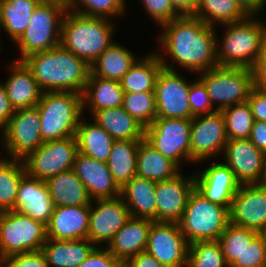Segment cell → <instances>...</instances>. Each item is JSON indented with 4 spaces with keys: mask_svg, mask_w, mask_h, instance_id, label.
<instances>
[{
    "mask_svg": "<svg viewBox=\"0 0 266 267\" xmlns=\"http://www.w3.org/2000/svg\"><path fill=\"white\" fill-rule=\"evenodd\" d=\"M45 182L55 207L92 204L93 199L90 197L86 186L73 169L50 177Z\"/></svg>",
    "mask_w": 266,
    "mask_h": 267,
    "instance_id": "4316f807",
    "label": "cell"
},
{
    "mask_svg": "<svg viewBox=\"0 0 266 267\" xmlns=\"http://www.w3.org/2000/svg\"><path fill=\"white\" fill-rule=\"evenodd\" d=\"M132 267H166L146 251L129 259Z\"/></svg>",
    "mask_w": 266,
    "mask_h": 267,
    "instance_id": "11a10c76",
    "label": "cell"
},
{
    "mask_svg": "<svg viewBox=\"0 0 266 267\" xmlns=\"http://www.w3.org/2000/svg\"><path fill=\"white\" fill-rule=\"evenodd\" d=\"M148 16L155 20L157 25H164L180 15L173 8L170 0H141Z\"/></svg>",
    "mask_w": 266,
    "mask_h": 267,
    "instance_id": "bcb514c9",
    "label": "cell"
},
{
    "mask_svg": "<svg viewBox=\"0 0 266 267\" xmlns=\"http://www.w3.org/2000/svg\"><path fill=\"white\" fill-rule=\"evenodd\" d=\"M228 140L249 139L254 123L249 103L243 102L221 110Z\"/></svg>",
    "mask_w": 266,
    "mask_h": 267,
    "instance_id": "ab89813d",
    "label": "cell"
},
{
    "mask_svg": "<svg viewBox=\"0 0 266 267\" xmlns=\"http://www.w3.org/2000/svg\"><path fill=\"white\" fill-rule=\"evenodd\" d=\"M31 70L43 92L83 94L91 67L61 44L47 51L33 53L22 60Z\"/></svg>",
    "mask_w": 266,
    "mask_h": 267,
    "instance_id": "7a4b0ae2",
    "label": "cell"
},
{
    "mask_svg": "<svg viewBox=\"0 0 266 267\" xmlns=\"http://www.w3.org/2000/svg\"><path fill=\"white\" fill-rule=\"evenodd\" d=\"M264 53L266 54V39H265V44H264Z\"/></svg>",
    "mask_w": 266,
    "mask_h": 267,
    "instance_id": "91938a15",
    "label": "cell"
},
{
    "mask_svg": "<svg viewBox=\"0 0 266 267\" xmlns=\"http://www.w3.org/2000/svg\"><path fill=\"white\" fill-rule=\"evenodd\" d=\"M254 121L266 122V91L253 88L247 99Z\"/></svg>",
    "mask_w": 266,
    "mask_h": 267,
    "instance_id": "681fc988",
    "label": "cell"
},
{
    "mask_svg": "<svg viewBox=\"0 0 266 267\" xmlns=\"http://www.w3.org/2000/svg\"><path fill=\"white\" fill-rule=\"evenodd\" d=\"M229 210L207 200L194 189L178 222L188 244L217 240L230 223Z\"/></svg>",
    "mask_w": 266,
    "mask_h": 267,
    "instance_id": "52a82bcc",
    "label": "cell"
},
{
    "mask_svg": "<svg viewBox=\"0 0 266 267\" xmlns=\"http://www.w3.org/2000/svg\"><path fill=\"white\" fill-rule=\"evenodd\" d=\"M116 260L107 247L95 246L78 267H112Z\"/></svg>",
    "mask_w": 266,
    "mask_h": 267,
    "instance_id": "c3c4849f",
    "label": "cell"
},
{
    "mask_svg": "<svg viewBox=\"0 0 266 267\" xmlns=\"http://www.w3.org/2000/svg\"><path fill=\"white\" fill-rule=\"evenodd\" d=\"M78 152L75 136L44 142L23 159L26 173L46 181L61 172L73 169Z\"/></svg>",
    "mask_w": 266,
    "mask_h": 267,
    "instance_id": "8fae6325",
    "label": "cell"
},
{
    "mask_svg": "<svg viewBox=\"0 0 266 267\" xmlns=\"http://www.w3.org/2000/svg\"><path fill=\"white\" fill-rule=\"evenodd\" d=\"M54 207L46 182L26 173L21 178L15 211L47 225Z\"/></svg>",
    "mask_w": 266,
    "mask_h": 267,
    "instance_id": "7402d4cb",
    "label": "cell"
},
{
    "mask_svg": "<svg viewBox=\"0 0 266 267\" xmlns=\"http://www.w3.org/2000/svg\"><path fill=\"white\" fill-rule=\"evenodd\" d=\"M144 139L179 167H182L180 165L184 159L190 161L191 120L189 119L156 118L145 128Z\"/></svg>",
    "mask_w": 266,
    "mask_h": 267,
    "instance_id": "7c38bea8",
    "label": "cell"
},
{
    "mask_svg": "<svg viewBox=\"0 0 266 267\" xmlns=\"http://www.w3.org/2000/svg\"><path fill=\"white\" fill-rule=\"evenodd\" d=\"M162 68L157 52L138 59L120 81L123 92L155 91L156 79Z\"/></svg>",
    "mask_w": 266,
    "mask_h": 267,
    "instance_id": "836d02e7",
    "label": "cell"
},
{
    "mask_svg": "<svg viewBox=\"0 0 266 267\" xmlns=\"http://www.w3.org/2000/svg\"><path fill=\"white\" fill-rule=\"evenodd\" d=\"M43 0H0L2 29L14 43L25 32L31 16Z\"/></svg>",
    "mask_w": 266,
    "mask_h": 267,
    "instance_id": "d590c367",
    "label": "cell"
},
{
    "mask_svg": "<svg viewBox=\"0 0 266 267\" xmlns=\"http://www.w3.org/2000/svg\"><path fill=\"white\" fill-rule=\"evenodd\" d=\"M73 171L86 186L93 200L121 196V188L115 182L105 162L78 152L74 160Z\"/></svg>",
    "mask_w": 266,
    "mask_h": 267,
    "instance_id": "44dd1931",
    "label": "cell"
},
{
    "mask_svg": "<svg viewBox=\"0 0 266 267\" xmlns=\"http://www.w3.org/2000/svg\"><path fill=\"white\" fill-rule=\"evenodd\" d=\"M153 222L147 218L131 217L106 247L117 259L129 260L146 250Z\"/></svg>",
    "mask_w": 266,
    "mask_h": 267,
    "instance_id": "d4e9b609",
    "label": "cell"
},
{
    "mask_svg": "<svg viewBox=\"0 0 266 267\" xmlns=\"http://www.w3.org/2000/svg\"><path fill=\"white\" fill-rule=\"evenodd\" d=\"M188 98L190 110L194 116L209 114L216 111L211 104L206 87L199 79L190 83Z\"/></svg>",
    "mask_w": 266,
    "mask_h": 267,
    "instance_id": "f6af8a7d",
    "label": "cell"
},
{
    "mask_svg": "<svg viewBox=\"0 0 266 267\" xmlns=\"http://www.w3.org/2000/svg\"><path fill=\"white\" fill-rule=\"evenodd\" d=\"M229 267H266V243L258 234Z\"/></svg>",
    "mask_w": 266,
    "mask_h": 267,
    "instance_id": "ee69618b",
    "label": "cell"
},
{
    "mask_svg": "<svg viewBox=\"0 0 266 267\" xmlns=\"http://www.w3.org/2000/svg\"><path fill=\"white\" fill-rule=\"evenodd\" d=\"M112 267H132L129 260L117 259Z\"/></svg>",
    "mask_w": 266,
    "mask_h": 267,
    "instance_id": "6f0895ef",
    "label": "cell"
},
{
    "mask_svg": "<svg viewBox=\"0 0 266 267\" xmlns=\"http://www.w3.org/2000/svg\"><path fill=\"white\" fill-rule=\"evenodd\" d=\"M1 133L3 149L10 158L23 160L30 152L38 149L44 142L37 106L16 110Z\"/></svg>",
    "mask_w": 266,
    "mask_h": 267,
    "instance_id": "4fadbf2b",
    "label": "cell"
},
{
    "mask_svg": "<svg viewBox=\"0 0 266 267\" xmlns=\"http://www.w3.org/2000/svg\"><path fill=\"white\" fill-rule=\"evenodd\" d=\"M122 107L145 128L157 118L154 91L125 93Z\"/></svg>",
    "mask_w": 266,
    "mask_h": 267,
    "instance_id": "60d3db41",
    "label": "cell"
},
{
    "mask_svg": "<svg viewBox=\"0 0 266 267\" xmlns=\"http://www.w3.org/2000/svg\"><path fill=\"white\" fill-rule=\"evenodd\" d=\"M108 18L85 16L66 10L60 44L91 65L113 42L114 24Z\"/></svg>",
    "mask_w": 266,
    "mask_h": 267,
    "instance_id": "3957f363",
    "label": "cell"
},
{
    "mask_svg": "<svg viewBox=\"0 0 266 267\" xmlns=\"http://www.w3.org/2000/svg\"><path fill=\"white\" fill-rule=\"evenodd\" d=\"M230 222L259 234L266 227V184H244L235 193L229 210Z\"/></svg>",
    "mask_w": 266,
    "mask_h": 267,
    "instance_id": "ac0fdd59",
    "label": "cell"
},
{
    "mask_svg": "<svg viewBox=\"0 0 266 267\" xmlns=\"http://www.w3.org/2000/svg\"><path fill=\"white\" fill-rule=\"evenodd\" d=\"M198 79L206 87L212 106L223 110L235 104L246 102L254 88L252 69L245 67L217 66L199 73Z\"/></svg>",
    "mask_w": 266,
    "mask_h": 267,
    "instance_id": "9c48e42d",
    "label": "cell"
},
{
    "mask_svg": "<svg viewBox=\"0 0 266 267\" xmlns=\"http://www.w3.org/2000/svg\"><path fill=\"white\" fill-rule=\"evenodd\" d=\"M92 117L115 141L144 139L145 127L123 107L98 110Z\"/></svg>",
    "mask_w": 266,
    "mask_h": 267,
    "instance_id": "83f0119b",
    "label": "cell"
},
{
    "mask_svg": "<svg viewBox=\"0 0 266 267\" xmlns=\"http://www.w3.org/2000/svg\"><path fill=\"white\" fill-rule=\"evenodd\" d=\"M189 244L176 222H153L146 252L166 267H186Z\"/></svg>",
    "mask_w": 266,
    "mask_h": 267,
    "instance_id": "9a60e30c",
    "label": "cell"
},
{
    "mask_svg": "<svg viewBox=\"0 0 266 267\" xmlns=\"http://www.w3.org/2000/svg\"><path fill=\"white\" fill-rule=\"evenodd\" d=\"M129 49L113 42L90 65L94 76L107 80L121 81L134 63L139 59Z\"/></svg>",
    "mask_w": 266,
    "mask_h": 267,
    "instance_id": "1f68e13d",
    "label": "cell"
},
{
    "mask_svg": "<svg viewBox=\"0 0 266 267\" xmlns=\"http://www.w3.org/2000/svg\"><path fill=\"white\" fill-rule=\"evenodd\" d=\"M195 17L200 18L207 25L214 26L217 23L224 25L240 22L248 15L236 0H198Z\"/></svg>",
    "mask_w": 266,
    "mask_h": 267,
    "instance_id": "74e56055",
    "label": "cell"
},
{
    "mask_svg": "<svg viewBox=\"0 0 266 267\" xmlns=\"http://www.w3.org/2000/svg\"><path fill=\"white\" fill-rule=\"evenodd\" d=\"M249 140L266 154V122L254 121Z\"/></svg>",
    "mask_w": 266,
    "mask_h": 267,
    "instance_id": "816d5d0a",
    "label": "cell"
},
{
    "mask_svg": "<svg viewBox=\"0 0 266 267\" xmlns=\"http://www.w3.org/2000/svg\"><path fill=\"white\" fill-rule=\"evenodd\" d=\"M0 28H2V25H1V17H0ZM1 36V35H0ZM0 44H1V41H0Z\"/></svg>",
    "mask_w": 266,
    "mask_h": 267,
    "instance_id": "94428289",
    "label": "cell"
},
{
    "mask_svg": "<svg viewBox=\"0 0 266 267\" xmlns=\"http://www.w3.org/2000/svg\"><path fill=\"white\" fill-rule=\"evenodd\" d=\"M124 92L119 81L94 76L91 72L82 94L83 113L85 107L91 113L107 108L122 107Z\"/></svg>",
    "mask_w": 266,
    "mask_h": 267,
    "instance_id": "f546056e",
    "label": "cell"
},
{
    "mask_svg": "<svg viewBox=\"0 0 266 267\" xmlns=\"http://www.w3.org/2000/svg\"><path fill=\"white\" fill-rule=\"evenodd\" d=\"M126 0H66L67 9L85 16L110 18L125 14ZM82 6V8L80 7Z\"/></svg>",
    "mask_w": 266,
    "mask_h": 267,
    "instance_id": "7bdbcfd3",
    "label": "cell"
},
{
    "mask_svg": "<svg viewBox=\"0 0 266 267\" xmlns=\"http://www.w3.org/2000/svg\"><path fill=\"white\" fill-rule=\"evenodd\" d=\"M43 142L75 136L83 114L82 94L75 92H43L37 103Z\"/></svg>",
    "mask_w": 266,
    "mask_h": 267,
    "instance_id": "5b68a950",
    "label": "cell"
},
{
    "mask_svg": "<svg viewBox=\"0 0 266 267\" xmlns=\"http://www.w3.org/2000/svg\"><path fill=\"white\" fill-rule=\"evenodd\" d=\"M92 203L87 239L95 246H100L99 244H105V242L109 244L115 234L131 218L130 211L121 196L95 199Z\"/></svg>",
    "mask_w": 266,
    "mask_h": 267,
    "instance_id": "e0dca14e",
    "label": "cell"
},
{
    "mask_svg": "<svg viewBox=\"0 0 266 267\" xmlns=\"http://www.w3.org/2000/svg\"><path fill=\"white\" fill-rule=\"evenodd\" d=\"M195 189L194 174L184 177L180 172L175 177L157 182V222L178 223L184 213L188 199Z\"/></svg>",
    "mask_w": 266,
    "mask_h": 267,
    "instance_id": "d6986e66",
    "label": "cell"
},
{
    "mask_svg": "<svg viewBox=\"0 0 266 267\" xmlns=\"http://www.w3.org/2000/svg\"><path fill=\"white\" fill-rule=\"evenodd\" d=\"M180 170L174 161L164 157L145 139L140 141L137 150V176L159 182L175 177Z\"/></svg>",
    "mask_w": 266,
    "mask_h": 267,
    "instance_id": "4dcf8cb0",
    "label": "cell"
},
{
    "mask_svg": "<svg viewBox=\"0 0 266 267\" xmlns=\"http://www.w3.org/2000/svg\"><path fill=\"white\" fill-rule=\"evenodd\" d=\"M170 2L180 16H195L198 0H170Z\"/></svg>",
    "mask_w": 266,
    "mask_h": 267,
    "instance_id": "db71d44e",
    "label": "cell"
},
{
    "mask_svg": "<svg viewBox=\"0 0 266 267\" xmlns=\"http://www.w3.org/2000/svg\"><path fill=\"white\" fill-rule=\"evenodd\" d=\"M238 5L248 16H258V13L266 7V0H236Z\"/></svg>",
    "mask_w": 266,
    "mask_h": 267,
    "instance_id": "9f6ffc18",
    "label": "cell"
},
{
    "mask_svg": "<svg viewBox=\"0 0 266 267\" xmlns=\"http://www.w3.org/2000/svg\"><path fill=\"white\" fill-rule=\"evenodd\" d=\"M81 120L75 134L78 151L106 163L115 140L96 122L89 124Z\"/></svg>",
    "mask_w": 266,
    "mask_h": 267,
    "instance_id": "d6a6232c",
    "label": "cell"
},
{
    "mask_svg": "<svg viewBox=\"0 0 266 267\" xmlns=\"http://www.w3.org/2000/svg\"><path fill=\"white\" fill-rule=\"evenodd\" d=\"M156 186V181L136 175L121 188V197L131 217L157 222Z\"/></svg>",
    "mask_w": 266,
    "mask_h": 267,
    "instance_id": "484cf974",
    "label": "cell"
},
{
    "mask_svg": "<svg viewBox=\"0 0 266 267\" xmlns=\"http://www.w3.org/2000/svg\"><path fill=\"white\" fill-rule=\"evenodd\" d=\"M163 68L155 83V99L157 118H181L192 120L189 104L190 82L175 71L173 64L169 65L158 53ZM166 62V63H165ZM169 65V66H168Z\"/></svg>",
    "mask_w": 266,
    "mask_h": 267,
    "instance_id": "30bf717a",
    "label": "cell"
},
{
    "mask_svg": "<svg viewBox=\"0 0 266 267\" xmlns=\"http://www.w3.org/2000/svg\"><path fill=\"white\" fill-rule=\"evenodd\" d=\"M90 205L54 207L46 225L47 239L80 240L88 237Z\"/></svg>",
    "mask_w": 266,
    "mask_h": 267,
    "instance_id": "603a6c76",
    "label": "cell"
},
{
    "mask_svg": "<svg viewBox=\"0 0 266 267\" xmlns=\"http://www.w3.org/2000/svg\"><path fill=\"white\" fill-rule=\"evenodd\" d=\"M46 240L42 222L15 210L0 212V263L16 254L40 251Z\"/></svg>",
    "mask_w": 266,
    "mask_h": 267,
    "instance_id": "ba28073f",
    "label": "cell"
},
{
    "mask_svg": "<svg viewBox=\"0 0 266 267\" xmlns=\"http://www.w3.org/2000/svg\"><path fill=\"white\" fill-rule=\"evenodd\" d=\"M186 267H229L221 246L215 241H197L189 245Z\"/></svg>",
    "mask_w": 266,
    "mask_h": 267,
    "instance_id": "b9f144b4",
    "label": "cell"
},
{
    "mask_svg": "<svg viewBox=\"0 0 266 267\" xmlns=\"http://www.w3.org/2000/svg\"><path fill=\"white\" fill-rule=\"evenodd\" d=\"M254 87L266 91V54L257 59L256 64L252 68Z\"/></svg>",
    "mask_w": 266,
    "mask_h": 267,
    "instance_id": "f907efd6",
    "label": "cell"
},
{
    "mask_svg": "<svg viewBox=\"0 0 266 267\" xmlns=\"http://www.w3.org/2000/svg\"><path fill=\"white\" fill-rule=\"evenodd\" d=\"M26 174L21 159H0V212L15 210L21 178Z\"/></svg>",
    "mask_w": 266,
    "mask_h": 267,
    "instance_id": "8d00e7d4",
    "label": "cell"
},
{
    "mask_svg": "<svg viewBox=\"0 0 266 267\" xmlns=\"http://www.w3.org/2000/svg\"><path fill=\"white\" fill-rule=\"evenodd\" d=\"M95 245L87 238L80 240L47 239L42 247L48 267H78Z\"/></svg>",
    "mask_w": 266,
    "mask_h": 267,
    "instance_id": "f1b7e54d",
    "label": "cell"
},
{
    "mask_svg": "<svg viewBox=\"0 0 266 267\" xmlns=\"http://www.w3.org/2000/svg\"><path fill=\"white\" fill-rule=\"evenodd\" d=\"M260 234L263 236L265 243H266V227L264 228V230Z\"/></svg>",
    "mask_w": 266,
    "mask_h": 267,
    "instance_id": "680465c9",
    "label": "cell"
},
{
    "mask_svg": "<svg viewBox=\"0 0 266 267\" xmlns=\"http://www.w3.org/2000/svg\"><path fill=\"white\" fill-rule=\"evenodd\" d=\"M258 234L259 233L255 230L240 227L231 222L228 224L217 239L228 266H230L236 258H240L242 252Z\"/></svg>",
    "mask_w": 266,
    "mask_h": 267,
    "instance_id": "f35d334b",
    "label": "cell"
},
{
    "mask_svg": "<svg viewBox=\"0 0 266 267\" xmlns=\"http://www.w3.org/2000/svg\"><path fill=\"white\" fill-rule=\"evenodd\" d=\"M195 189L207 200L230 208L233 197L241 184L224 163H213L200 172H195Z\"/></svg>",
    "mask_w": 266,
    "mask_h": 267,
    "instance_id": "ffe728a7",
    "label": "cell"
},
{
    "mask_svg": "<svg viewBox=\"0 0 266 267\" xmlns=\"http://www.w3.org/2000/svg\"><path fill=\"white\" fill-rule=\"evenodd\" d=\"M10 77L4 82L7 97L14 111L34 107L41 100L43 91L23 61H13L8 67Z\"/></svg>",
    "mask_w": 266,
    "mask_h": 267,
    "instance_id": "cb8c5ba5",
    "label": "cell"
},
{
    "mask_svg": "<svg viewBox=\"0 0 266 267\" xmlns=\"http://www.w3.org/2000/svg\"><path fill=\"white\" fill-rule=\"evenodd\" d=\"M1 267H48L42 250L20 253L7 257L0 263Z\"/></svg>",
    "mask_w": 266,
    "mask_h": 267,
    "instance_id": "7dc6e473",
    "label": "cell"
},
{
    "mask_svg": "<svg viewBox=\"0 0 266 267\" xmlns=\"http://www.w3.org/2000/svg\"><path fill=\"white\" fill-rule=\"evenodd\" d=\"M14 112L7 97L4 84L0 83V130L8 123Z\"/></svg>",
    "mask_w": 266,
    "mask_h": 267,
    "instance_id": "f5cc1de1",
    "label": "cell"
},
{
    "mask_svg": "<svg viewBox=\"0 0 266 267\" xmlns=\"http://www.w3.org/2000/svg\"><path fill=\"white\" fill-rule=\"evenodd\" d=\"M160 27L157 40L180 67L201 73L219 65L214 26L195 16H179Z\"/></svg>",
    "mask_w": 266,
    "mask_h": 267,
    "instance_id": "6da1fadb",
    "label": "cell"
},
{
    "mask_svg": "<svg viewBox=\"0 0 266 267\" xmlns=\"http://www.w3.org/2000/svg\"><path fill=\"white\" fill-rule=\"evenodd\" d=\"M227 141L221 111L194 116L191 120L190 162H202L223 153Z\"/></svg>",
    "mask_w": 266,
    "mask_h": 267,
    "instance_id": "5bb4252c",
    "label": "cell"
},
{
    "mask_svg": "<svg viewBox=\"0 0 266 267\" xmlns=\"http://www.w3.org/2000/svg\"><path fill=\"white\" fill-rule=\"evenodd\" d=\"M223 26L226 30L222 34V43L218 38L216 43L219 66L252 69L264 52L266 25L255 16H248L243 21Z\"/></svg>",
    "mask_w": 266,
    "mask_h": 267,
    "instance_id": "277c9868",
    "label": "cell"
},
{
    "mask_svg": "<svg viewBox=\"0 0 266 267\" xmlns=\"http://www.w3.org/2000/svg\"><path fill=\"white\" fill-rule=\"evenodd\" d=\"M224 161L241 184H262L266 179V154L249 139L228 140Z\"/></svg>",
    "mask_w": 266,
    "mask_h": 267,
    "instance_id": "2e32d148",
    "label": "cell"
},
{
    "mask_svg": "<svg viewBox=\"0 0 266 267\" xmlns=\"http://www.w3.org/2000/svg\"><path fill=\"white\" fill-rule=\"evenodd\" d=\"M66 0H43L34 10L25 32L16 41L22 61L27 56L60 45Z\"/></svg>",
    "mask_w": 266,
    "mask_h": 267,
    "instance_id": "8992f818",
    "label": "cell"
},
{
    "mask_svg": "<svg viewBox=\"0 0 266 267\" xmlns=\"http://www.w3.org/2000/svg\"><path fill=\"white\" fill-rule=\"evenodd\" d=\"M141 140L114 141L106 162L120 188L136 176L137 150Z\"/></svg>",
    "mask_w": 266,
    "mask_h": 267,
    "instance_id": "e575fe53",
    "label": "cell"
}]
</instances>
